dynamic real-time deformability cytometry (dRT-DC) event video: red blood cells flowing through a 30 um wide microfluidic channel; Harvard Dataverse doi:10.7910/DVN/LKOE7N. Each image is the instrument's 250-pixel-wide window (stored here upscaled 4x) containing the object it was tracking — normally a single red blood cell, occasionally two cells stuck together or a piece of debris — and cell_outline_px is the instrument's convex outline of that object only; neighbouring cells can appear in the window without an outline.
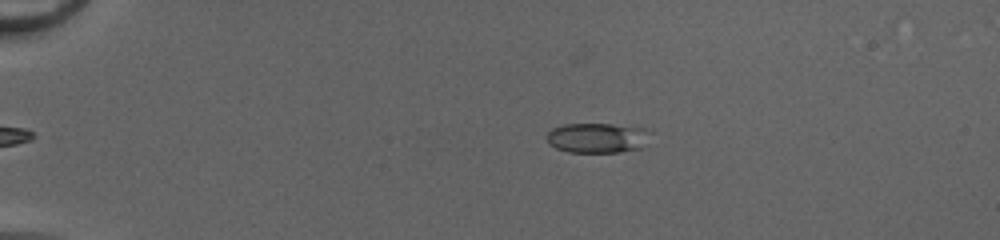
{"species": "common noctule bat (a hibernating species)", "species_latin": "Nyctalus noctula", "temperature_condition": "cold", "stored_images_in_passage": 42, "camera_frame_rate_fps": 3000, "um_per_image_px": 0.085, "animal": {"sex": "female", "body_mass_g": 20.0, "forearm_length_mm": 54.0}, "frame": {"image": 1, "passage_image": 12, "time_ms": 3.667, "image_size_px": [1000, 240], "cell_outline_px": [[644, 128], [640, 148], [620, 152], [568, 152], [556, 148], [548, 144], [548, 132], [552, 128], [564, 124], [612, 124]], "centroid_in_image_um": [50.61, 11.72], "position_along_channel_um": 34.4, "area_um2": 17.4}}
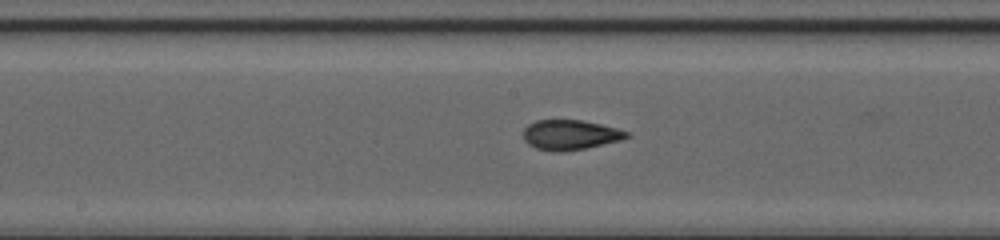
{"frame": {"image": 2, "passage_image": 29, "time_ms": 9.333, "image_size_px": [1000, 240], "cell_outline_px": [[632, 136], [620, 140], [584, 148], [564, 152], [552, 152], [536, 148], [528, 144], [524, 140], [524, 128], [528, 124], [536, 120], [580, 120], [600, 124], [616, 128], [628, 132]], "centroid_in_image_um": [48.44, 11.46], "position_along_channel_um": 199.8, "area_um2": 17.98}}
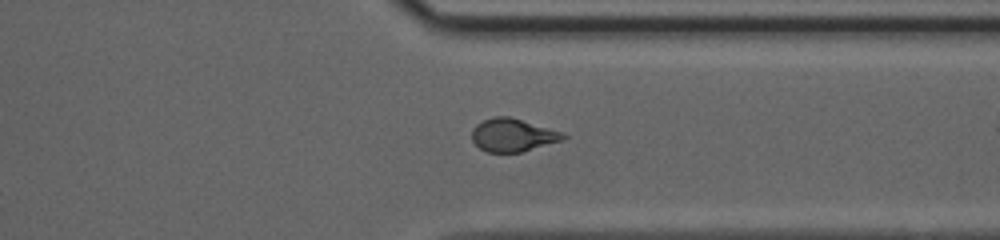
{"frame": {"image": 3, "passage_image": 41, "time_ms": 13.333, "image_size_px": [1000, 240], "cell_outline_px": [[568, 136], [564, 140], [520, 152], [488, 152], [480, 148], [472, 140], [472, 128], [476, 124], [484, 120], [496, 116], [508, 116], [564, 132]], "centroid_in_image_um": [43.6, 11.48], "position_along_channel_um": 367.8, "area_um2": 17.51}}